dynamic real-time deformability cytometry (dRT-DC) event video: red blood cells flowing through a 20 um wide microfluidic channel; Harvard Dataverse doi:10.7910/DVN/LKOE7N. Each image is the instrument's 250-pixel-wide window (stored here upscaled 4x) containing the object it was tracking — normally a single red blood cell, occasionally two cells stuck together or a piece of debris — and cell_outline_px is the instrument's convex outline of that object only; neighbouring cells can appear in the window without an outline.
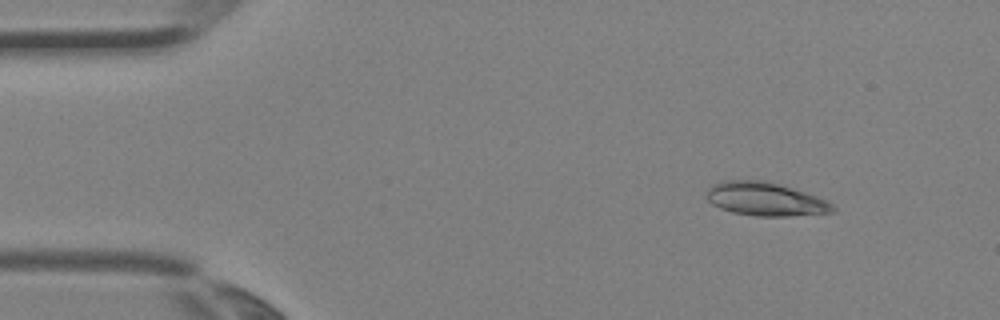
{"species": "Egyptian fruit bat (a non-hibernating species)", "species_latin": "Rousettus aegyptiacus", "temperature_condition": "room temperature", "stored_images_in_passage": 4, "camera_frame_rate_fps": 3000, "um_per_image_px": 0.085, "animal": {"sex": "female"}, "frame": {"image": 1, "passage_image": 1, "time_ms": 0.0, "image_size_px": [1000, 320], "cell_outline_px": [[836, 212], [788, 216], [756, 216], [732, 212], [720, 208], [712, 204], [704, 196], [704, 192], [712, 184], [720, 180], [764, 180], [780, 184], [828, 200], [836, 208]], "centroid_in_image_um": [65.01, 16.91], "position_along_channel_um": 20.0, "area_um2": 24.91}}
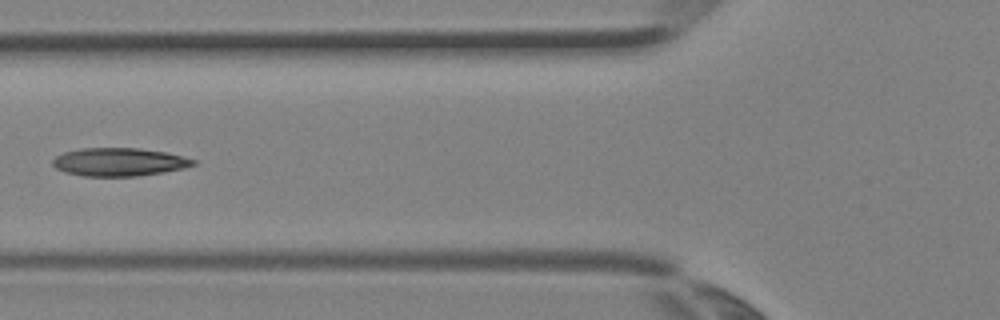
{"frame": {"image": 2, "passage_image": 4, "time_ms": 1.0, "image_size_px": [1000, 320], "cell_outline_px": [[196, 164], [184, 168], [164, 172], [136, 176], [84, 176], [64, 172], [56, 168], [52, 164], [52, 160], [56, 156], [64, 152], [80, 148], [140, 148], [168, 152], [196, 160]], "centroid_in_image_um": [10.13, 13.76], "position_along_channel_um": 115.7, "area_um2": 23.18}}